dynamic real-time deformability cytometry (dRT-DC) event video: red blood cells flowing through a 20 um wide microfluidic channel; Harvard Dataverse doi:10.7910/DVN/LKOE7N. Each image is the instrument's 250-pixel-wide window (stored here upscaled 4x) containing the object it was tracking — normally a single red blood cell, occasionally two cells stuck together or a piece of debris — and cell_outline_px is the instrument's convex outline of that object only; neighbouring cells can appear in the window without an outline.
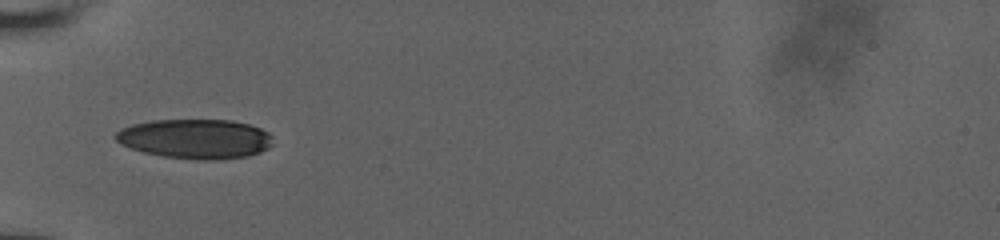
{"species": "human", "species_latin": "Homo sapiens", "temperature_condition": "room temperature", "stored_images_in_passage": 2, "camera_frame_rate_fps": 3000, "um_per_image_px": 0.085, "donor": {"sex": "male"}, "frame": {"image": 1, "passage_image": 1, "time_ms": 0.0, "image_size_px": [1000, 240], "cell_outline_px": [[272, 144], [268, 148], [260, 152], [248, 156], [216, 160], [196, 160], [164, 156], [144, 152], [120, 144], [116, 140], [116, 132], [120, 128], [132, 124], [152, 120], [232, 120], [248, 124], [260, 128], [268, 132], [272, 136]], "centroid_in_image_um": [16.61, 11.8], "position_along_channel_um": 68.4, "area_um2": 36.36}}